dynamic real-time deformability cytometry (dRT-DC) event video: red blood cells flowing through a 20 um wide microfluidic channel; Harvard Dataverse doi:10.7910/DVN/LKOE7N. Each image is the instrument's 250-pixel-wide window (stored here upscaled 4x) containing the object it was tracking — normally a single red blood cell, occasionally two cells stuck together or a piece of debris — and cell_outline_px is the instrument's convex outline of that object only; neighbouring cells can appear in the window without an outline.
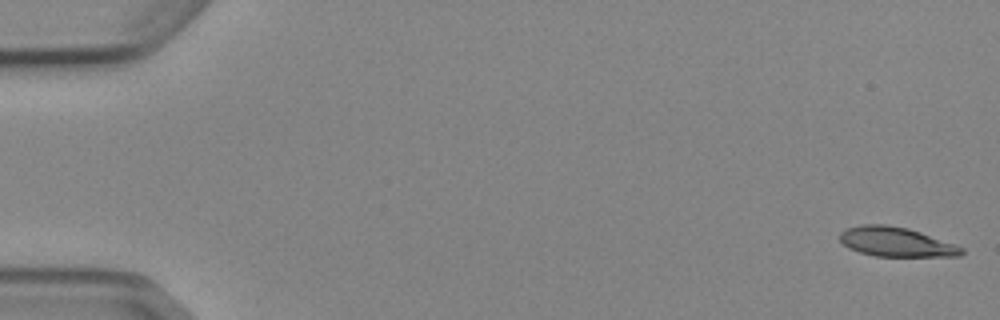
{"species": "Egyptian fruit bat (a non-hibernating species)", "species_latin": "Rousettus aegyptiacus", "temperature_condition": "cold", "stored_images_in_passage": 52, "camera_frame_rate_fps": 3000, "um_per_image_px": 0.085, "animal": {"sex": "female"}, "frame": {"image": 1, "passage_image": 1, "time_ms": 0.0, "image_size_px": [1000, 320], "cell_outline_px": [[964, 252], [960, 256], [876, 256], [860, 252], [848, 248], [840, 240], [840, 232], [844, 228], [860, 224], [888, 224], [908, 228], [956, 244], [964, 248]], "centroid_in_image_um": [76.16, 20.55], "position_along_channel_um": 8.8, "area_um2": 21.04}}
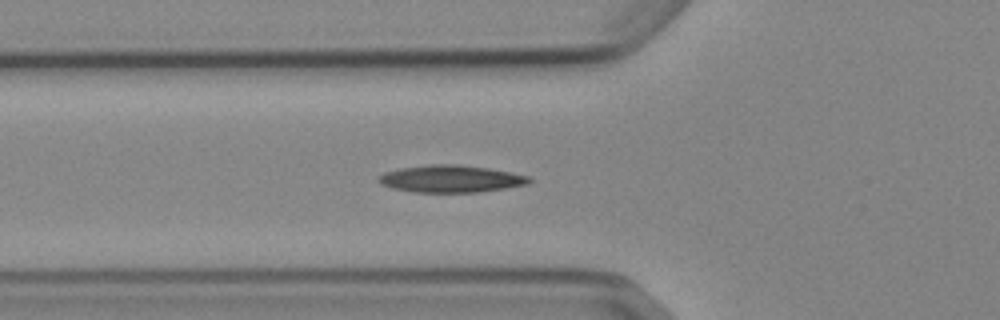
{"frame": {"image": 2, "passage_image": 19, "time_ms": 6.0, "image_size_px": [1000, 320], "cell_outline_px": [[532, 180], [528, 184], [504, 188], [476, 192], [416, 192], [392, 188], [380, 184], [376, 180], [384, 172], [400, 168], [428, 164], [456, 164], [488, 168], [512, 172], [532, 176]], "centroid_in_image_um": [38.33, 15.19], "position_along_channel_um": 87.5, "area_um2": 23.93}}
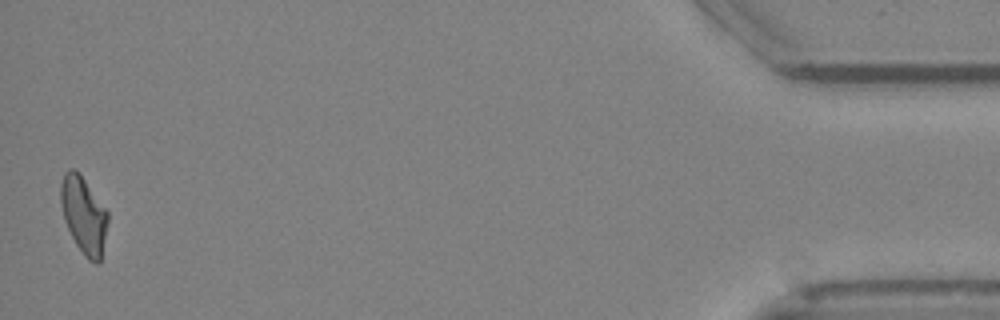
{"frame": {"image": 3, "passage_image": 52, "time_ms": 17.0, "image_size_px": [1000, 320], "cell_outline_px": [[108, 220], [100, 264], [96, 264], [88, 260], [84, 256], [76, 244], [64, 220], [60, 200], [60, 184], [64, 172], [68, 168], [72, 168], [80, 172], [108, 212]], "centroid_in_image_um": [7.11, 18.26], "position_along_channel_um": 428.1, "area_um2": 21.27}, "authors_computed_cell_mechanics": {"area_um2": 21.6461, "velocity_mm_per_s": 3.878, "shape_relaxation_time_tau1_ms": 10.8313, "shape_relaxation_time_tau2_ms": 6.3154, "deformation_change_tau1": 0.2402, "deformation_change_tau2": 0.1359}}